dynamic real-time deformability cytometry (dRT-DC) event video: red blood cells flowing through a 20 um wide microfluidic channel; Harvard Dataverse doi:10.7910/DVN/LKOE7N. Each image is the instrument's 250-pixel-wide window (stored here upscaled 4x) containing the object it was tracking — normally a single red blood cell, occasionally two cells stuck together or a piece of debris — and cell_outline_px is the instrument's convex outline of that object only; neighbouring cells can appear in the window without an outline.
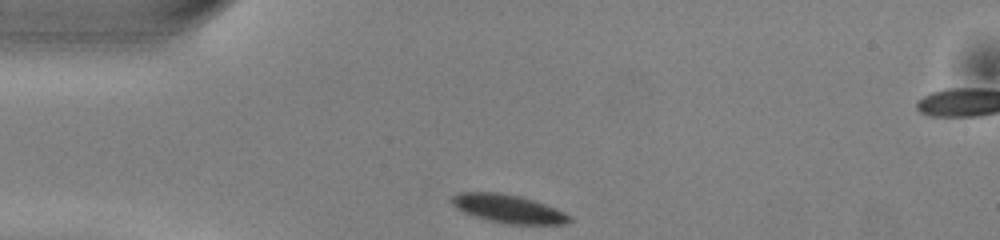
{"species": "common noctule bat (a hibernating species)", "species_latin": "Nyctalus noctula", "temperature_condition": "warm", "stored_images_in_passage": 41, "segment_of_instrument_passage": [1, 2], "camera_frame_rate_fps": 3000, "um_per_image_px": 0.085, "animal": {"sex": "male", "body_mass_g": 13.0, "forearm_length_mm": 53.1}, "frame": {"image": 1, "passage_image": 1, "time_ms": 0.0, "image_size_px": [1000, 240], "cell_outline_px": [[572, 220], [568, 224], [508, 224], [488, 220], [464, 212], [456, 208], [448, 200], [452, 196], [460, 192], [496, 192], [520, 196], [556, 208], [572, 216]], "centroid_in_image_um": [43.2, 17.74], "position_along_channel_um": 41.8, "area_um2": 19.42}}
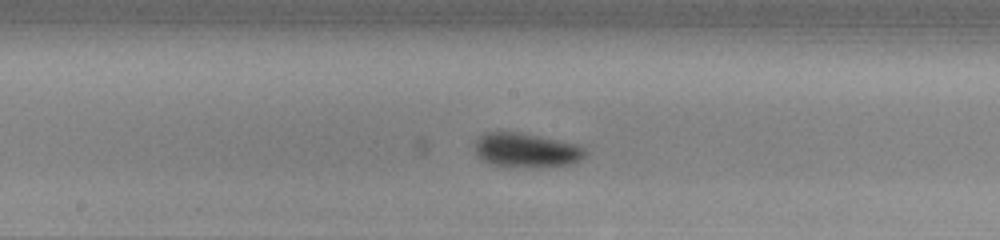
{"frame": {"image": 2, "passage_image": 15, "time_ms": 4.667, "image_size_px": [1000, 240], "cell_outline_px": [[588, 152], [580, 160], [572, 164], [540, 168], [528, 168], [488, 164], [476, 156], [476, 140], [484, 132], [520, 132], [540, 136], [576, 144], [584, 148]], "centroid_in_image_um": [44.74, 12.79], "position_along_channel_um": 203.5, "area_um2": 22.43}}
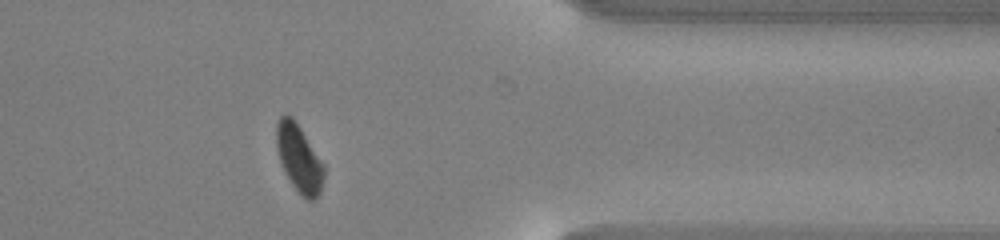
{"frame": {"image": 3, "passage_image": 30, "time_ms": 9.667, "image_size_px": [1000, 240], "cell_outline_px": [[324, 176], [320, 192], [316, 200], [308, 200], [292, 184], [284, 172], [276, 148], [276, 124], [280, 116], [284, 112], [292, 116], [324, 164]], "centroid_in_image_um": [25.4, 13.42], "position_along_channel_um": 386.0, "area_um2": 18.55}}